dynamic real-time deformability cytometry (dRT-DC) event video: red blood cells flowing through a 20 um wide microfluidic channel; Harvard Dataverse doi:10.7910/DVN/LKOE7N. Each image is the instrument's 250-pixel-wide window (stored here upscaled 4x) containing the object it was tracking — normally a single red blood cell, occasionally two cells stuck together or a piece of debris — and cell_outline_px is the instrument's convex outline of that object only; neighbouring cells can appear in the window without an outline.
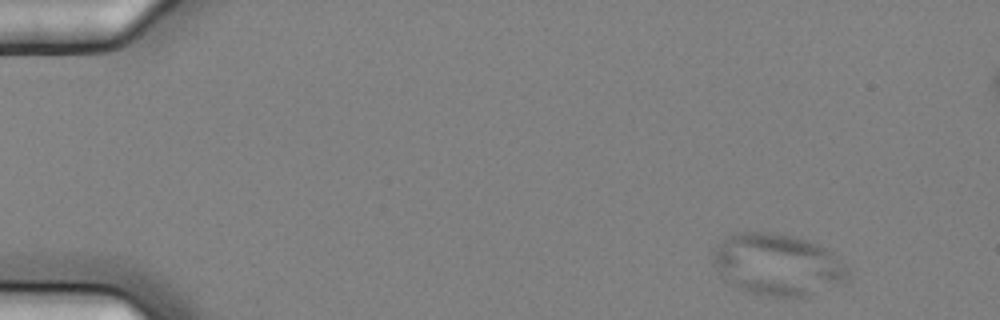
{"species": "common noctule bat (a hibernating species)", "species_latin": "Nyctalus noctula", "temperature_condition": "cold", "stored_images_in_passage": 6, "camera_frame_rate_fps": 3000, "um_per_image_px": 0.085, "animal": {"sex": "female", "body_mass_g": 25.1}, "frame": {"image": 1, "passage_image": 1, "time_ms": 0.0, "image_size_px": [1000, 320], "cell_outline_px": [[852, 276], [848, 280], [840, 284], [808, 296], [772, 296], [752, 292], [740, 288], [724, 280], [712, 264], [712, 252], [728, 236], [736, 232], [768, 232], [792, 236], [816, 244], [832, 252], [848, 268]], "centroid_in_image_um": [66.1, 22.49], "position_along_channel_um": 18.9, "area_um2": 48.26}}